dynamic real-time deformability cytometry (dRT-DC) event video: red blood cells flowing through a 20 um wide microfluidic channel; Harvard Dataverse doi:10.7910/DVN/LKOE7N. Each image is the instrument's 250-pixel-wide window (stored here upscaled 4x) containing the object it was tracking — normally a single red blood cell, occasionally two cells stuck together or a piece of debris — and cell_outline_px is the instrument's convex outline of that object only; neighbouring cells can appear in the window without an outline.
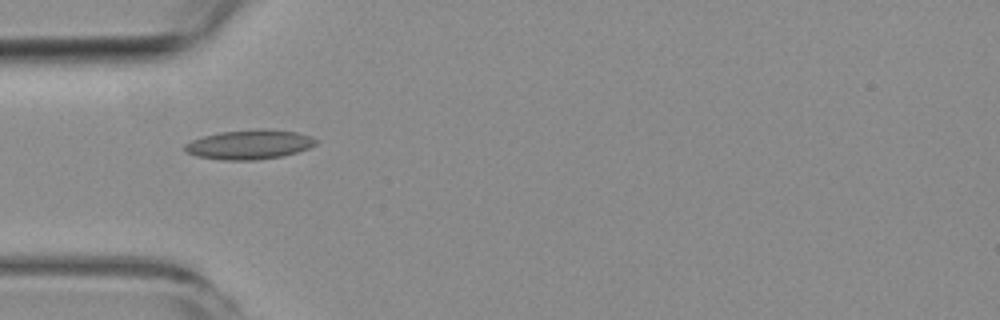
{"species": "common noctule bat (a hibernating species)", "species_latin": "Nyctalus noctula", "temperature_condition": "room temperature", "stored_images_in_passage": 6, "camera_frame_rate_fps": 3000, "um_per_image_px": 0.085, "animal": {"sex": "female", "body_mass_g": 19.3, "forearm_length_mm": 54.1}, "frame": {"image": 1, "passage_image": 1, "time_ms": 0.0, "image_size_px": [1000, 320], "cell_outline_px": [[316, 144], [308, 148], [296, 152], [280, 156], [256, 160], [220, 160], [196, 156], [188, 152], [184, 148], [184, 144], [192, 140], [204, 136], [220, 132], [260, 128], [268, 128], [296, 132], [308, 136], [316, 140]], "centroid_in_image_um": [21.17, 12.28], "position_along_channel_um": 63.8, "area_um2": 22.37}}
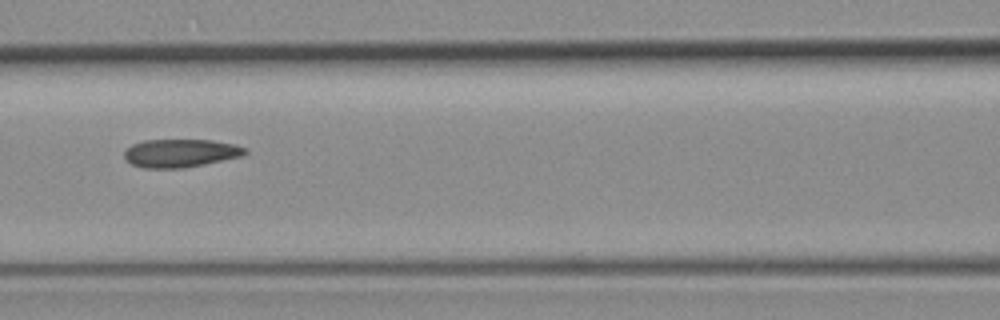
{"frame": {"image": 2, "passage_image": 3, "time_ms": 2.333, "image_size_px": [1000, 320], "cell_outline_px": [[248, 152], [244, 156], [184, 168], [144, 168], [132, 164], [124, 156], [124, 152], [132, 144], [144, 140], [212, 140], [236, 144], [248, 148]], "centroid_in_image_um": [15.4, 13.01], "position_along_channel_um": 151.2, "area_um2": 19.94}}
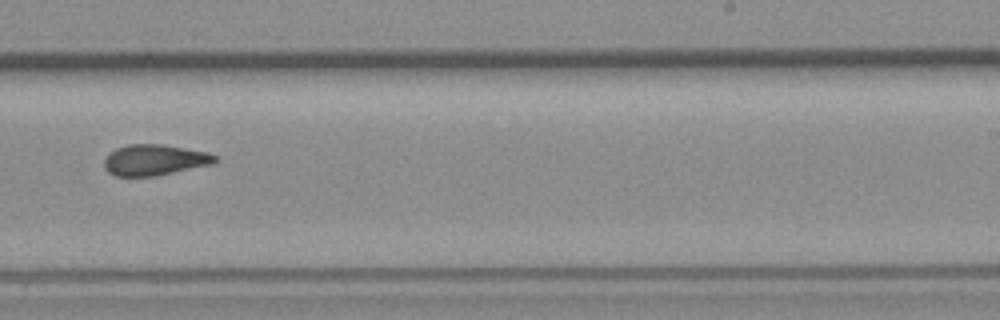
{"frame": {"image": 3, "passage_image": 6, "time_ms": 5.667, "image_size_px": [1000, 320], "cell_outline_px": [[216, 160], [212, 164], [156, 176], [116, 176], [108, 172], [104, 168], [104, 160], [108, 152], [116, 148], [128, 144], [164, 144], [208, 152], [216, 156]], "centroid_in_image_um": [13.1, 13.59], "position_along_channel_um": 275.9, "area_um2": 20.06}}